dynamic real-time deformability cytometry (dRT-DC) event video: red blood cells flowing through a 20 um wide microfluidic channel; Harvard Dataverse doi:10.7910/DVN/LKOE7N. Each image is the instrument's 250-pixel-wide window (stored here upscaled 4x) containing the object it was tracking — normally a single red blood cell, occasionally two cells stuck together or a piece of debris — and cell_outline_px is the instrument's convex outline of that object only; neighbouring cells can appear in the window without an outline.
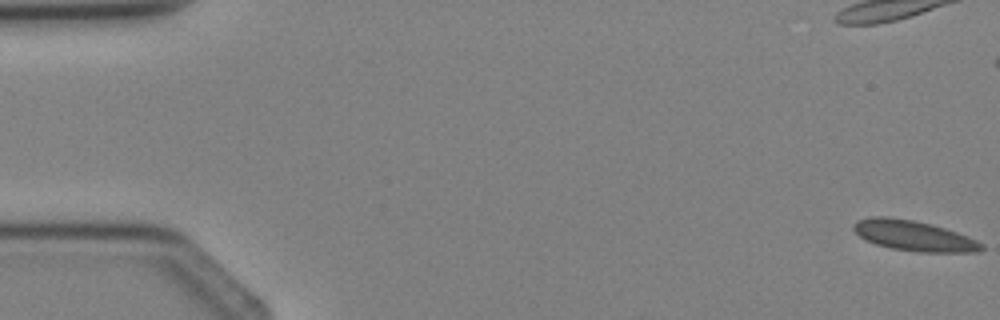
{"species": "Egyptian fruit bat (a non-hibernating species)", "species_latin": "Rousettus aegyptiacus", "temperature_condition": "cold", "stored_images_in_passage": 5, "camera_frame_rate_fps": 3000, "um_per_image_px": 0.085, "animal": {"sex": "female"}, "frame": {"image": 1, "passage_image": 1, "time_ms": 0.0, "image_size_px": [1000, 320], "cell_outline_px": [[984, 248], [980, 252], [920, 252], [892, 248], [876, 244], [860, 236], [852, 228], [852, 224], [856, 220], [872, 216], [888, 216], [912, 220], [932, 224], [968, 236], [984, 244]], "centroid_in_image_um": [77.68, 20.03], "position_along_channel_um": 7.3, "area_um2": 22.6}}